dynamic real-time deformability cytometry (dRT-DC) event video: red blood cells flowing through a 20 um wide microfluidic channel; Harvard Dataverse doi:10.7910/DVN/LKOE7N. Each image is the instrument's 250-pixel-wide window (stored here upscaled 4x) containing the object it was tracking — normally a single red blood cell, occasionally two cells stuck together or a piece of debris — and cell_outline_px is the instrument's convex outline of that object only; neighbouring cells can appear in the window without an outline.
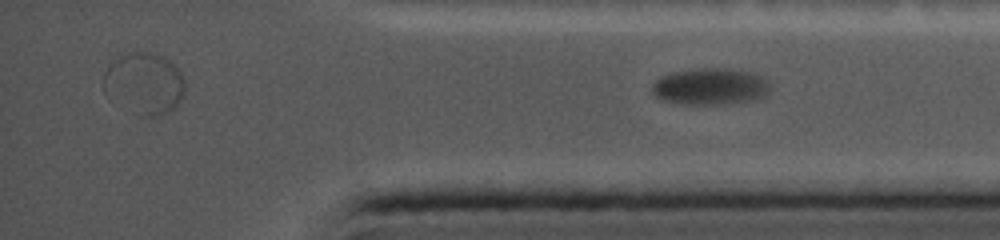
{"species": "common noctule bat (a hibernating species)", "species_latin": "Nyctalus noctula", "temperature_condition": "cold", "stored_images_in_passage": 17, "segment_of_instrument_passage": [2, 2], "camera_frame_rate_fps": 5000, "um_per_image_px": 0.085, "animal": {"sex": "female", "body_mass_g": 19.0, "forearm_length_mm": 56.7}, "frame": {"image": 1, "passage_image": 17, "time_ms": 10.0, "image_size_px": [1000, 240], "cell_outline_px": [[772, 88], [768, 96], [760, 100], [716, 104], [684, 104], [664, 100], [656, 96], [652, 92], [652, 84], [660, 76], [676, 72], [704, 68], [724, 68], [756, 72], [768, 76]], "centroid_in_image_um": [60.53, 7.35], "position_along_channel_um": 374.7, "area_um2": 25.78}}